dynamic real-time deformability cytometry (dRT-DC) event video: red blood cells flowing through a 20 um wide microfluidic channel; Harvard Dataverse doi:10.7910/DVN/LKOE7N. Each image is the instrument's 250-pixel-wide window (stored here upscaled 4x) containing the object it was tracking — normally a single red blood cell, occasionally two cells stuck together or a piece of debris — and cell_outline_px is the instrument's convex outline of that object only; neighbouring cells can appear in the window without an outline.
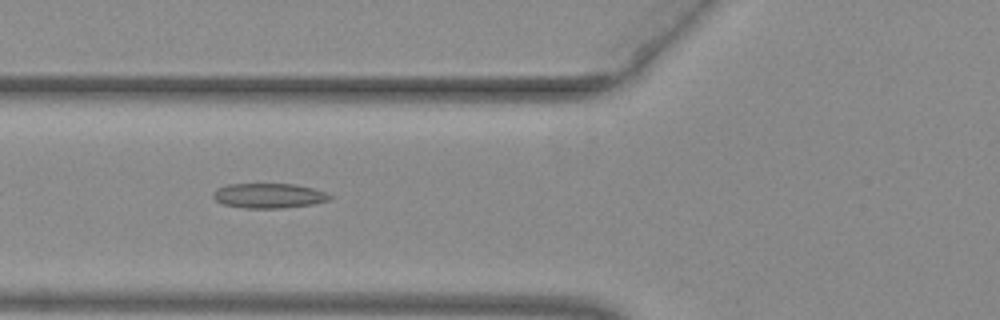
{"species": "common noctule bat (a hibernating species)", "species_latin": "Nyctalus noctula", "temperature_condition": "warm", "stored_images_in_passage": 37, "camera_frame_rate_fps": 3000, "um_per_image_px": 0.085, "animal": {"sex": "female", "body_mass_g": 29.2, "forearm_length_mm": 56.3}, "frame": {"image": 1, "passage_image": 5, "time_ms": 1.333, "image_size_px": [1000, 320], "cell_outline_px": [[332, 196], [328, 200], [312, 204], [284, 208], [244, 208], [224, 204], [216, 200], [212, 196], [212, 192], [216, 188], [228, 184], [296, 184], [312, 188], [324, 192]], "centroid_in_image_um": [22.81, 16.63], "position_along_channel_um": 103.0, "area_um2": 16.82}}
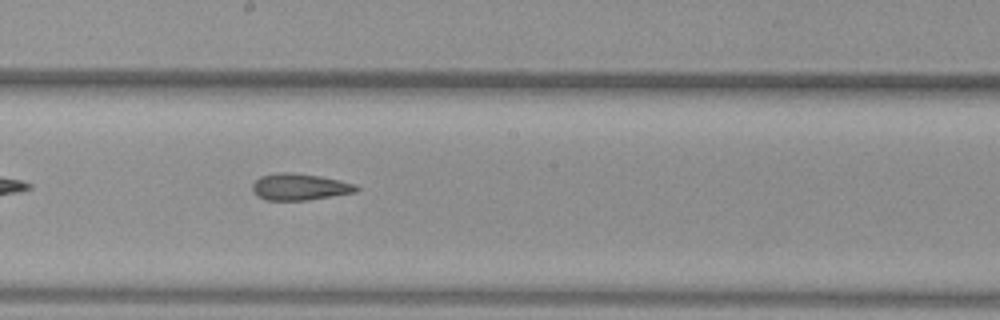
{"frame": {"image": 2, "passage_image": 14, "time_ms": 4.333, "image_size_px": [1000, 320], "cell_outline_px": [[360, 188], [356, 192], [308, 200], [264, 200], [256, 196], [252, 192], [252, 184], [260, 176], [276, 172], [288, 172], [320, 176], [340, 180], [356, 184]], "centroid_in_image_um": [25.44, 15.88], "position_along_channel_um": 222.8, "area_um2": 16.3}}
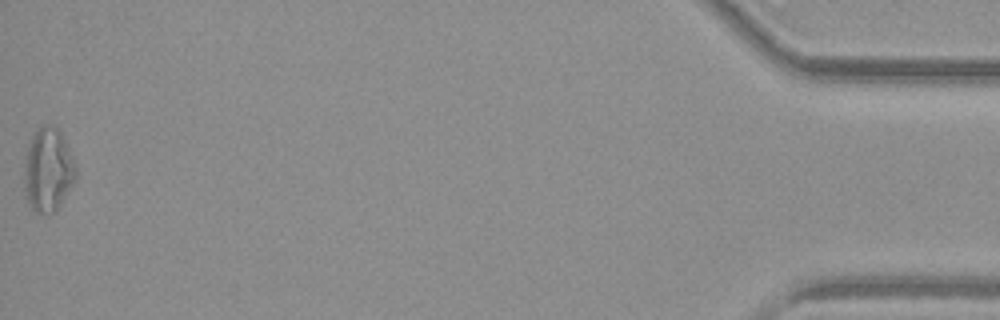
{"frame": {"image": 3, "passage_image": 37, "time_ms": 12.0, "image_size_px": [1000, 320], "cell_outline_px": [[76, 180], [56, 212], [48, 216], [36, 212], [32, 208], [28, 200], [24, 176], [24, 172], [28, 148], [32, 136], [40, 124], [48, 124], [56, 128], [60, 132], [72, 156], [76, 168]], "centroid_in_image_um": [4.11, 14.47], "position_along_channel_um": 431.1, "area_um2": 25.03}, "authors_computed_cell_mechanics": {"area_um2": 16.8198, "velocity_mm_per_s": 3.9844, "shape_relaxation_time_tau1_ms": null, "shape_relaxation_time_tau2_ms": 5.0765, "deformation_change_tau1": null, "deformation_change_tau2": 0.1399}}